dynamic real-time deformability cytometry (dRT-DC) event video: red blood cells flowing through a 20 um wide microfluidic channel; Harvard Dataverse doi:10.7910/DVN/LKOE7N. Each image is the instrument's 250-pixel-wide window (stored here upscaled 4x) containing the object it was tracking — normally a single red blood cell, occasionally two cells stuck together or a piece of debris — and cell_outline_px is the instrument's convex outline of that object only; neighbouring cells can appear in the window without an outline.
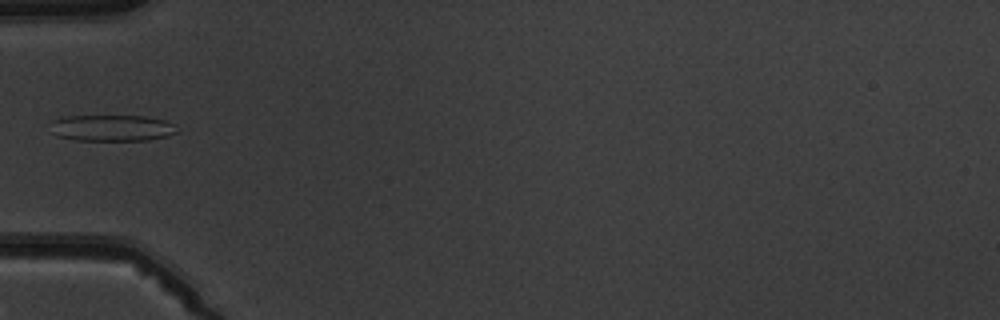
{"species": "common noctule bat (a hibernating species)", "species_latin": "Nyctalus noctula", "temperature_condition": "warm", "stored_images_in_passage": 6, "camera_frame_rate_fps": 3000, "um_per_image_px": 0.085, "animal": {"sex": "male", "body_mass_g": 19.5, "forearm_length_mm": 54.6}, "frame": {"image": 1, "passage_image": 5, "time_ms": 5.333, "image_size_px": [1000, 320], "cell_outline_px": [[180, 132], [168, 136], [148, 140], [76, 140], [56, 136], [52, 120], [64, 116], [144, 116], [164, 120], [176, 124]], "centroid_in_image_um": [9.61, 10.88], "position_along_channel_um": 75.4, "area_um2": 19.42}}
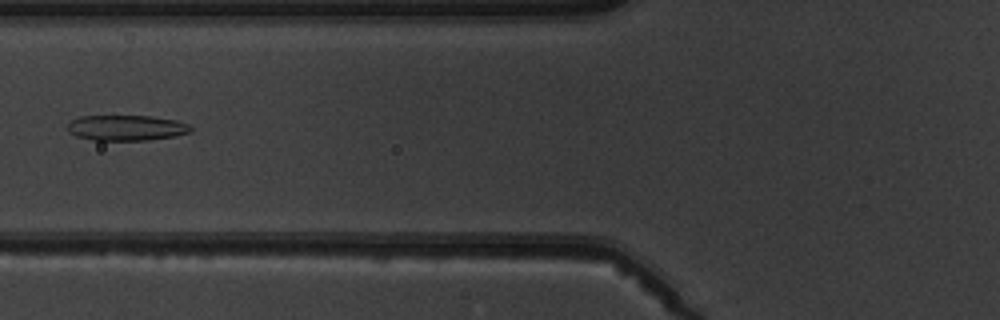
{"frame": {"image": 2, "passage_image": 6, "time_ms": 6.333, "image_size_px": [1000, 320], "cell_outline_px": [[192, 132], [176, 136], [148, 140], [92, 140], [76, 136], [68, 132], [64, 128], [72, 120], [80, 116], [148, 116], [176, 120], [188, 124], [192, 128]], "centroid_in_image_um": [10.72, 10.87], "position_along_channel_um": 115.1, "area_um2": 18.44}}